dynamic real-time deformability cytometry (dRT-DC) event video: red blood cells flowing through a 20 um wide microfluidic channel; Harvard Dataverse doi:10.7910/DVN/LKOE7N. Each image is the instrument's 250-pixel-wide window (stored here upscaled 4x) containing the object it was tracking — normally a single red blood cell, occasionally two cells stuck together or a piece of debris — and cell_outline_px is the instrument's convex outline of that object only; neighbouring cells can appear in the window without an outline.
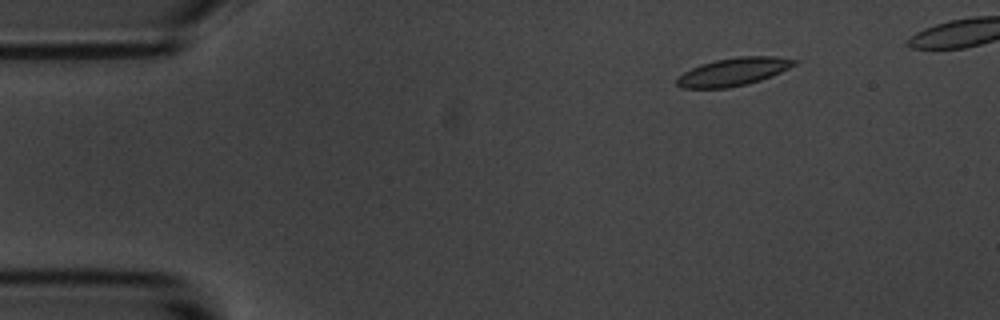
{"species": "common noctule bat (a hibernating species)", "species_latin": "Nyctalus noctula", "temperature_condition": "room temperature", "stored_images_in_passage": 5, "camera_frame_rate_fps": 3000, "um_per_image_px": 0.085, "animal": {"sex": "male", "body_mass_g": 20.1, "forearm_length_mm": 53.5}, "frame": {"image": 1, "passage_image": 2, "time_ms": 1.333, "image_size_px": [1000, 320], "cell_outline_px": [[800, 60], [796, 64], [780, 72], [760, 80], [748, 84], [728, 88], [680, 88], [676, 84], [676, 76], [700, 64], [716, 60], [740, 56], [776, 56]], "centroid_in_image_um": [62.32, 6.1], "position_along_channel_um": 22.7, "area_um2": 19.19}}